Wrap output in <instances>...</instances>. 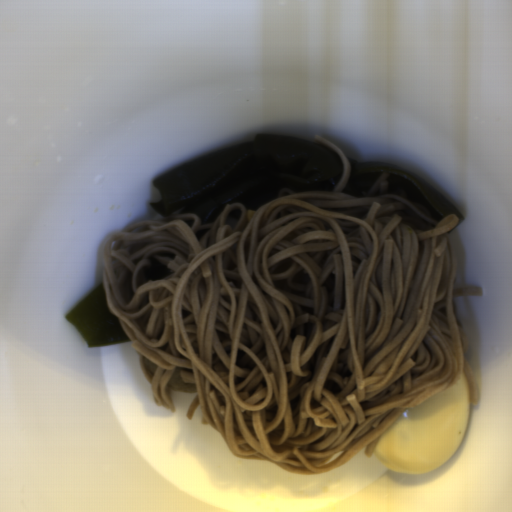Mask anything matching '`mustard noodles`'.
Masks as SVG:
<instances>
[{
    "label": "mustard noodles",
    "mask_w": 512,
    "mask_h": 512,
    "mask_svg": "<svg viewBox=\"0 0 512 512\" xmlns=\"http://www.w3.org/2000/svg\"><path fill=\"white\" fill-rule=\"evenodd\" d=\"M333 190L281 191L248 209L228 204L133 223L103 252L109 310L140 357L156 405L176 412V369L194 383L187 411L236 458L317 476L370 457L406 410L468 379L479 389L455 287L458 217L405 172L363 194L345 190L343 151ZM398 176L418 188L433 219L388 192ZM143 357L157 365L150 378Z\"/></svg>",
    "instance_id": "mustard-noodles-1"
}]
</instances>
